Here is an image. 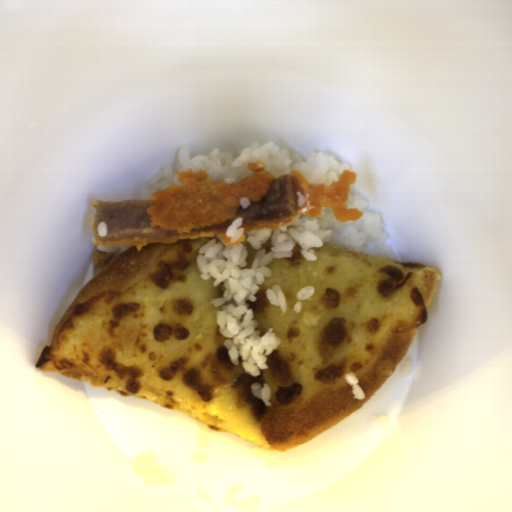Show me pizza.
Listing matches in <instances>:
<instances>
[{"mask_svg": "<svg viewBox=\"0 0 512 512\" xmlns=\"http://www.w3.org/2000/svg\"><path fill=\"white\" fill-rule=\"evenodd\" d=\"M213 237L94 249L93 272L55 325L35 366L43 371L185 412L260 449L286 451L350 418L389 379L426 321L440 273L346 245H300L272 259L247 299L260 337L280 343L267 369L233 364L213 298L225 282L201 278L200 249ZM281 287L286 312L265 292ZM314 286L294 312L296 293ZM355 373L364 400L344 379ZM270 385L271 406L252 383Z\"/></svg>", "mask_w": 512, "mask_h": 512, "instance_id": "pizza-1", "label": "pizza"}]
</instances>
